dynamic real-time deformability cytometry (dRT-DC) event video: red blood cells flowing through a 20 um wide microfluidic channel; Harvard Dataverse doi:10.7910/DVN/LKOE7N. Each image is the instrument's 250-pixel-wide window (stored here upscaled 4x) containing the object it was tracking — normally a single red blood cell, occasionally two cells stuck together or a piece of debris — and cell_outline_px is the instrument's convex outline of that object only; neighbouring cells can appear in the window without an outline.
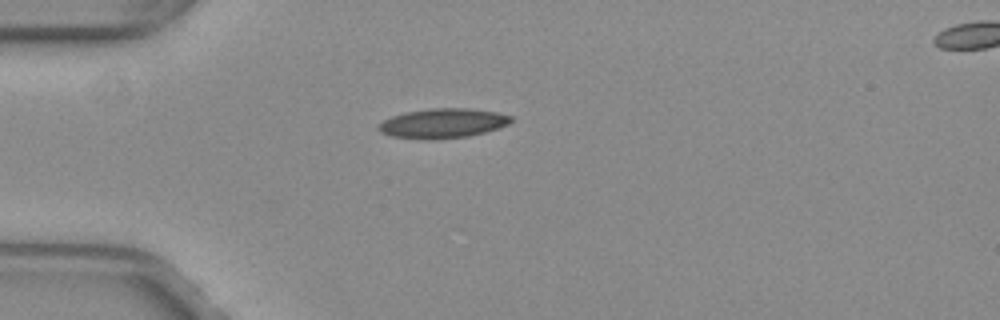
{"species": "common noctule bat (a hibernating species)", "species_latin": "Nyctalus noctula", "temperature_condition": "warm", "stored_images_in_passage": 38, "camera_frame_rate_fps": 3000, "um_per_image_px": 0.085, "animal": {"sex": "female", "body_mass_g": 29.2, "forearm_length_mm": 56.3}, "frame": {"image": 1, "passage_image": 1, "time_ms": 0.0, "image_size_px": [1000, 320], "cell_outline_px": [[512, 120], [508, 124], [484, 132], [468, 136], [428, 140], [424, 140], [392, 136], [380, 132], [376, 128], [384, 120], [392, 116], [404, 112], [432, 108], [472, 108], [496, 112], [512, 116]], "centroid_in_image_um": [37.61, 10.47], "position_along_channel_um": 47.4, "area_um2": 22.83}}
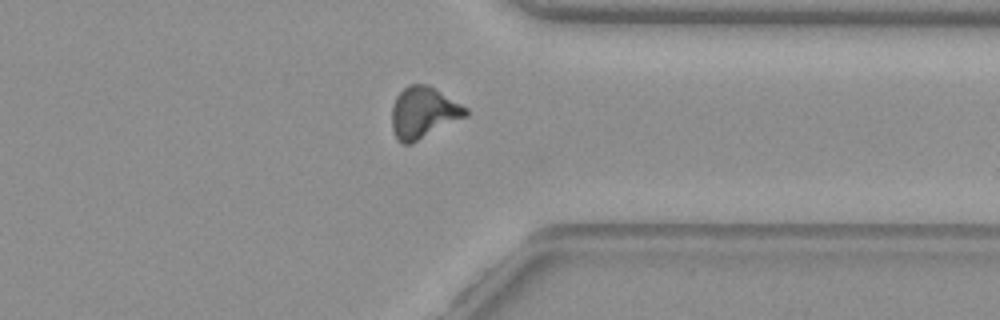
{"frame": {"image": 2, "passage_image": 27, "time_ms": 8.667, "image_size_px": [1000, 320], "cell_outline_px": [[468, 116], [412, 144], [404, 144], [396, 136], [392, 128], [392, 108], [396, 96], [408, 84], [428, 84], [468, 108]], "centroid_in_image_um": [36.01, 9.57], "position_along_channel_um": 375.4, "area_um2": 22.2}}
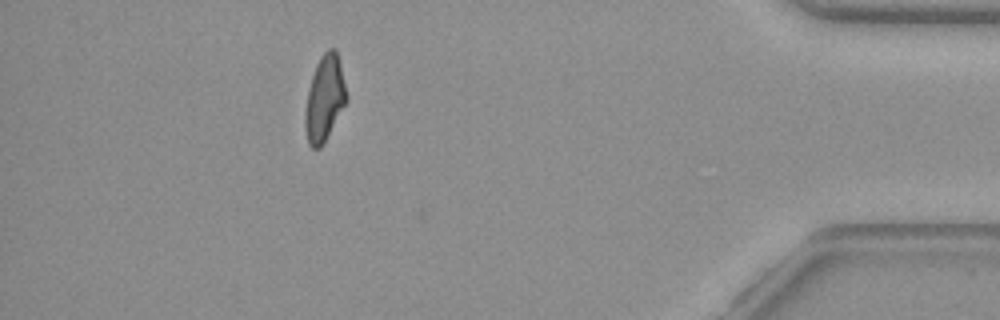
{"frame": {"image": 3, "passage_image": 33, "time_ms": 10.667, "image_size_px": [1000, 320], "cell_outline_px": [[348, 100], [324, 144], [320, 148], [312, 148], [308, 144], [304, 128], [304, 112], [308, 88], [316, 64], [320, 56], [328, 48], [336, 48], [348, 96]], "centroid_in_image_um": [27.58, 8.39], "position_along_channel_um": 407.6, "area_um2": 21.04}, "authors_computed_cell_mechanics": {"area_um2": 21.386, "velocity_mm_per_s": 4.0414, "shape_relaxation_time_tau1_ms": null, "shape_relaxation_time_tau2_ms": 2.374, "deformation_change_tau1": null, "deformation_change_tau2": 0.094}}